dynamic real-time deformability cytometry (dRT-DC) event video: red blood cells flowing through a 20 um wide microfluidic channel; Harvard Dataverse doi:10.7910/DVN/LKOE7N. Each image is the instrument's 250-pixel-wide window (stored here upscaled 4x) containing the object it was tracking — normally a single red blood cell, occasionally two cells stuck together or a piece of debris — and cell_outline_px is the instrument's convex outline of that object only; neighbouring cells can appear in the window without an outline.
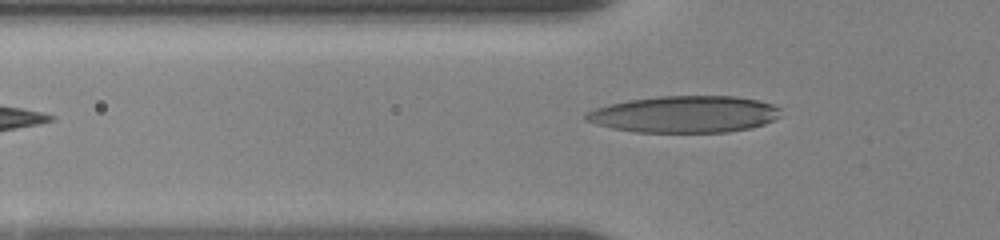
{"species": "human", "species_latin": "Homo sapiens", "temperature_condition": "room temperature", "stored_images_in_passage": 40, "camera_frame_rate_fps": 3000, "um_per_image_px": 0.085, "donor": {"sex": "female"}, "frame": {"image": 1, "passage_image": 4, "time_ms": 0.667, "image_size_px": [1000, 240], "cell_outline_px": [[780, 116], [764, 124], [752, 128], [728, 132], [636, 132], [612, 128], [596, 124], [584, 120], [584, 116], [588, 112], [596, 108], [608, 104], [628, 100], [660, 96], [736, 96], [756, 100], [772, 104], [780, 108]], "centroid_in_image_um": [58.19, 9.71], "position_along_channel_um": 67.6, "area_um2": 41.73}}
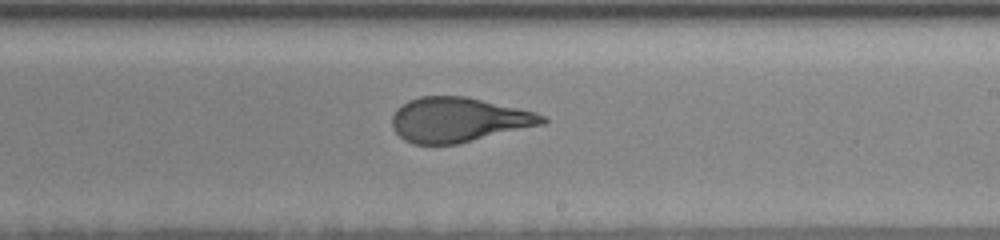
{"frame": {"image": 2, "passage_image": 22, "time_ms": 5.667, "image_size_px": [1000, 240], "cell_outline_px": [[548, 120], [544, 124], [456, 144], [412, 144], [404, 140], [392, 128], [392, 116], [396, 108], [408, 100], [420, 96], [464, 96], [536, 112], [544, 116]], "centroid_in_image_um": [38.94, 10.18], "position_along_channel_um": 250.1, "area_um2": 38.96}}
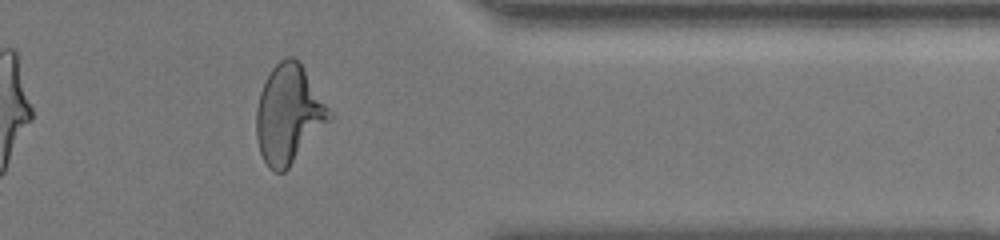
{"frame": {"image": 3, "passage_image": 33, "time_ms": 9.667, "image_size_px": [1000, 240], "cell_outline_px": [[332, 120], [288, 168], [284, 172], [276, 172], [268, 168], [260, 152], [256, 136], [256, 108], [260, 92], [272, 68], [280, 60], [288, 56], [292, 56], [300, 64], [332, 112]], "centroid_in_image_um": [24.54, 9.75], "position_along_channel_um": 386.9, "area_um2": 41.56}, "authors_computed_cell_mechanics": {"area_um2": 39.9398, "velocity_mm_per_s": 3.6643, "shape_relaxation_time_tau1_ms": 4.4826, "shape_relaxation_time_tau2_ms": 0.9186, "deformation_change_tau1": 0.2009, "deformation_change_tau2": 0.0775}}